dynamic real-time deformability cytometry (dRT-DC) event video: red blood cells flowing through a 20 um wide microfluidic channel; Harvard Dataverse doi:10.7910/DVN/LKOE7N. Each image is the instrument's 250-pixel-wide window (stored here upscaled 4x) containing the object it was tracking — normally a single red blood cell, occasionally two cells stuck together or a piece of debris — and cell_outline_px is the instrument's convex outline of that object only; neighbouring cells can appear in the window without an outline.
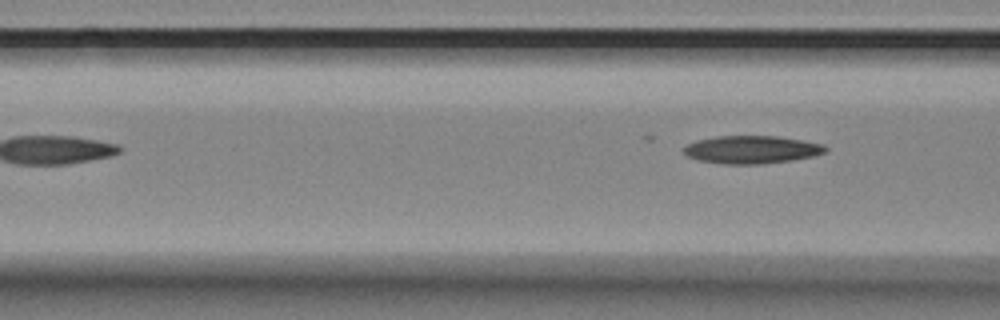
{"species": "Egyptian fruit bat (a non-hibernating species)", "species_latin": "Rousettus aegyptiacus", "temperature_condition": "room temperature", "stored_images_in_passage": 4, "camera_frame_rate_fps": 3000, "um_per_image_px": 0.085, "animal": {"sex": "female"}, "frame": {"image": 1, "passage_image": 4, "time_ms": 1.0, "image_size_px": [1000, 320], "cell_outline_px": [[828, 148], [824, 152], [812, 156], [792, 160], [764, 164], [724, 164], [696, 160], [688, 156], [684, 152], [684, 148], [688, 144], [696, 140], [716, 136], [776, 136], [824, 144]], "centroid_in_image_um": [63.87, 12.72], "position_along_channel_um": 102.7, "area_um2": 22.95}}